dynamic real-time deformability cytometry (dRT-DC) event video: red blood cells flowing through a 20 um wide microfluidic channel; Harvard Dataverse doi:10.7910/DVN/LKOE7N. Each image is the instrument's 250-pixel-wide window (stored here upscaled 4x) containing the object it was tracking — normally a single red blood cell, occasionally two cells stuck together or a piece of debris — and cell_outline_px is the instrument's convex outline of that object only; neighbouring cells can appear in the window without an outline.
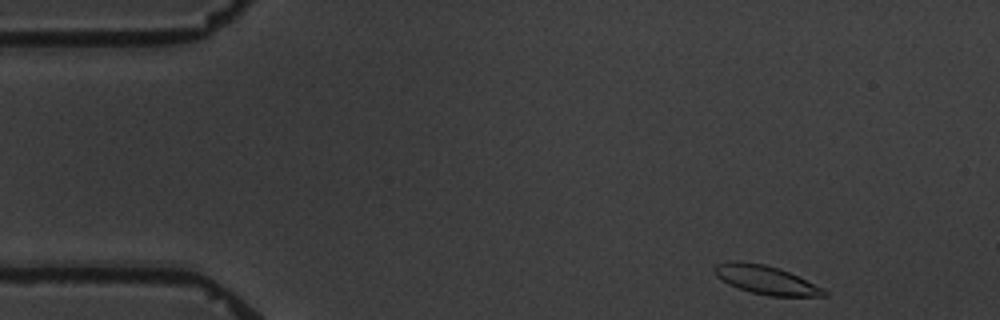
{"species": "common noctule bat (a hibernating species)", "species_latin": "Nyctalus noctula", "temperature_condition": "warm", "stored_images_in_passage": 4, "camera_frame_rate_fps": 3000, "um_per_image_px": 0.085, "animal": {"sex": "male", "body_mass_g": 19.5, "forearm_length_mm": 54.6}, "frame": {"image": 1, "passage_image": 1, "time_ms": 0.0, "image_size_px": [1000, 320], "cell_outline_px": [[828, 296], [768, 296], [752, 292], [728, 284], [716, 276], [712, 268], [716, 264], [732, 260], [740, 260], [764, 264], [788, 272], [828, 292]], "centroid_in_image_um": [65.01, 23.77], "position_along_channel_um": 20.0, "area_um2": 17.98}}